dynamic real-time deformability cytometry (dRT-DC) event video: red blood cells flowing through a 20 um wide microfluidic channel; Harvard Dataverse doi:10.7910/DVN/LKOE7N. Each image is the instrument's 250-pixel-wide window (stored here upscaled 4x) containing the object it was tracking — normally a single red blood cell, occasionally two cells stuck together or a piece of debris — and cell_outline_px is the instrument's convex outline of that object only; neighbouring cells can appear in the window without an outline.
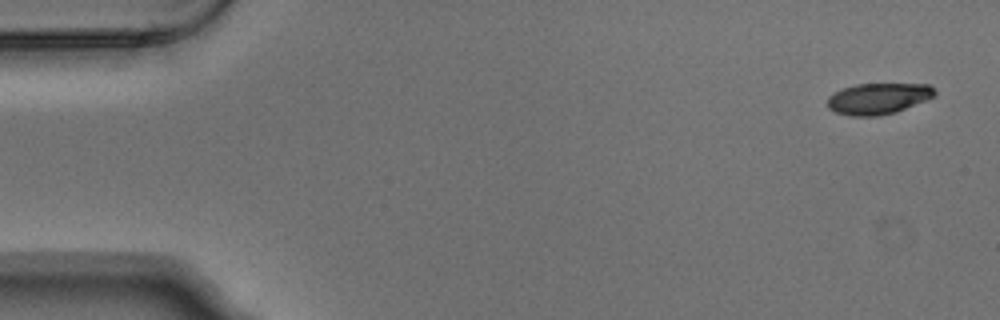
{"species": "Egyptian fruit bat (a non-hibernating species)", "species_latin": "Rousettus aegyptiacus", "temperature_condition": "warm", "stored_images_in_passage": 5, "camera_frame_rate_fps": 3000, "um_per_image_px": 0.085, "animal": {"sex": "male"}, "frame": {"image": 1, "passage_image": 1, "time_ms": 0.0, "image_size_px": [1000, 320], "cell_outline_px": [[936, 96], [896, 112], [876, 116], [848, 116], [836, 112], [828, 108], [828, 96], [832, 92], [840, 88], [856, 84], [928, 84], [936, 92]], "centroid_in_image_um": [74.61, 8.38], "position_along_channel_um": 10.4, "area_um2": 19.59}}
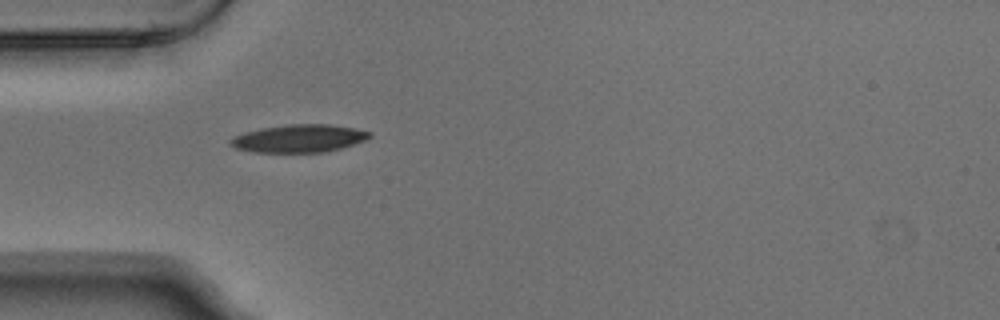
{"frame": {"image": 2, "passage_image": 4, "time_ms": 1.0, "image_size_px": [1000, 320], "cell_outline_px": [[372, 136], [364, 140], [340, 148], [324, 152], [252, 152], [236, 148], [228, 140], [244, 132], [260, 128], [288, 124], [328, 124], [352, 128], [372, 132]], "centroid_in_image_um": [25.4, 11.76], "position_along_channel_um": 59.6, "area_um2": 22.31}}
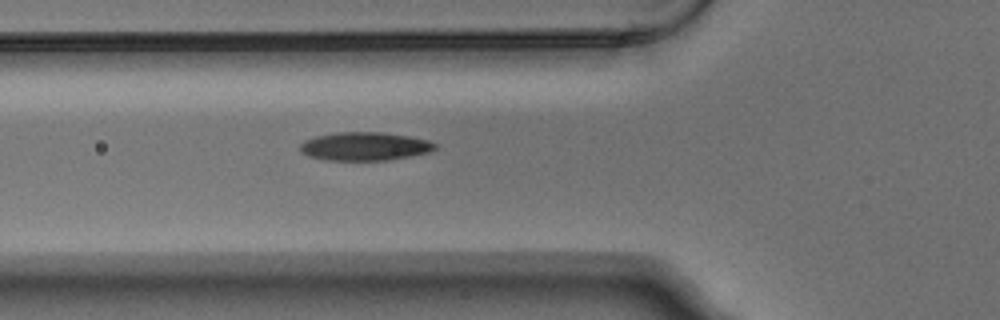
{"frame": {"image": 3, "passage_image": 5, "time_ms": 1.333, "image_size_px": [1000, 320], "cell_outline_px": [[436, 148], [428, 152], [412, 156], [388, 160], [324, 160], [308, 156], [300, 152], [300, 144], [304, 140], [316, 136], [336, 132], [380, 132], [408, 136], [428, 140], [436, 144]], "centroid_in_image_um": [30.97, 12.44], "position_along_channel_um": 94.8, "area_um2": 22.37}}